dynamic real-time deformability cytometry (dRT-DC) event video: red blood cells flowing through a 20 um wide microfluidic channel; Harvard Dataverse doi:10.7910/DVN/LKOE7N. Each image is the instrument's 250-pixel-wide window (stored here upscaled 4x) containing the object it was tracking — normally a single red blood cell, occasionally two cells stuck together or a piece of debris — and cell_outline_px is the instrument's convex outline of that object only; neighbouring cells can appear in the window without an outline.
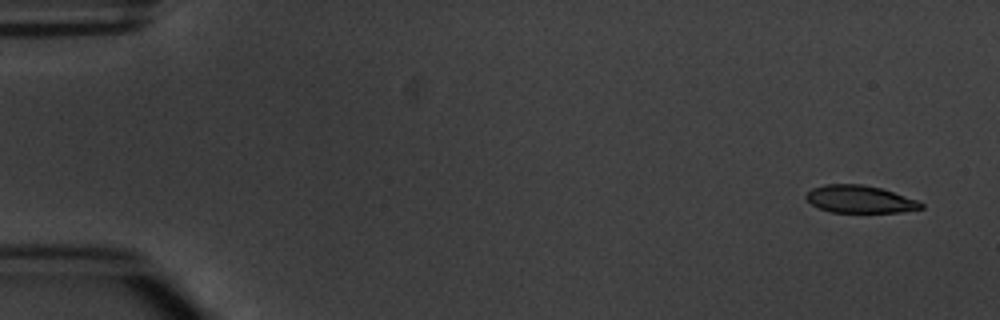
{"species": "common noctule bat (a hibernating species)", "species_latin": "Nyctalus noctula", "temperature_condition": "warm", "stored_images_in_passage": 5, "camera_frame_rate_fps": 3000, "um_per_image_px": 0.085, "animal": {"sex": "male", "body_mass_g": 20.1, "forearm_length_mm": 53.5}, "frame": {"image": 1, "passage_image": 1, "time_ms": 0.0, "image_size_px": [1000, 320], "cell_outline_px": [[924, 208], [900, 212], [828, 212], [812, 204], [804, 196], [812, 188], [824, 184], [860, 184], [880, 188], [920, 200], [924, 204]], "centroid_in_image_um": [73.11, 16.93], "position_along_channel_um": 11.9, "area_um2": 18.44}}